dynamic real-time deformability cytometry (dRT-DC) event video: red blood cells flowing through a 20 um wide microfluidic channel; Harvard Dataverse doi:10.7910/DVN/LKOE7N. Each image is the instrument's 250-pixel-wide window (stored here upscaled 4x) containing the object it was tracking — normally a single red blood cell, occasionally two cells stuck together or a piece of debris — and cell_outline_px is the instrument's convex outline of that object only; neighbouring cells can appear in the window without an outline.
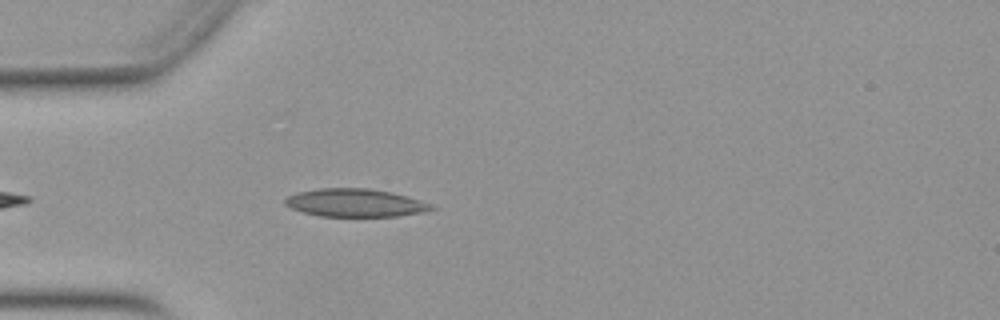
{"species": "Egyptian fruit bat (a non-hibernating species)", "species_latin": "Rousettus aegyptiacus", "temperature_condition": "warm", "stored_images_in_passage": 27, "camera_frame_rate_fps": 3000, "um_per_image_px": 0.085, "animal": {"sex": "female"}, "frame": {"image": 1, "passage_image": 5, "time_ms": 1.333, "image_size_px": [1000, 320], "cell_outline_px": [[436, 208], [424, 212], [396, 216], [320, 216], [304, 212], [292, 208], [284, 204], [284, 200], [288, 196], [296, 192], [320, 188], [368, 188], [392, 192], [432, 204]], "centroid_in_image_um": [30.18, 17.23], "position_along_channel_um": 54.8, "area_um2": 23.76}}